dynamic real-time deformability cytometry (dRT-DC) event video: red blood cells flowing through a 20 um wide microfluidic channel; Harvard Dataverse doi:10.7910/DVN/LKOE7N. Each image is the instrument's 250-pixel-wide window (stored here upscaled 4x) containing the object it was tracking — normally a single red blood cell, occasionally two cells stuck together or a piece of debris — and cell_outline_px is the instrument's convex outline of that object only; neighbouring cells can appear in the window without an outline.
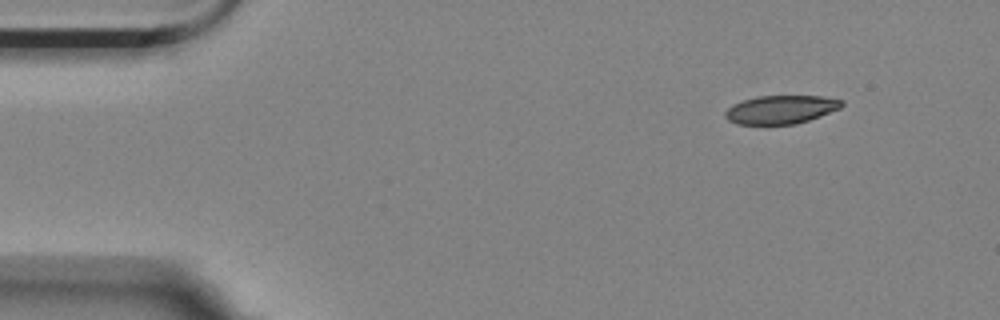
{"species": "Egyptian fruit bat (a non-hibernating species)", "species_latin": "Rousettus aegyptiacus", "temperature_condition": "room temperature", "stored_images_in_passage": 5, "camera_frame_rate_fps": 3000, "um_per_image_px": 0.085, "animal": {"sex": "female"}, "frame": {"image": 1, "passage_image": 1, "time_ms": 0.0, "image_size_px": [1000, 320], "cell_outline_px": [[844, 104], [840, 108], [820, 116], [796, 124], [736, 124], [728, 120], [724, 116], [724, 112], [732, 104], [756, 96], [820, 96], [844, 100]], "centroid_in_image_um": [66.36, 9.31], "position_along_channel_um": 18.6, "area_um2": 19.31}}
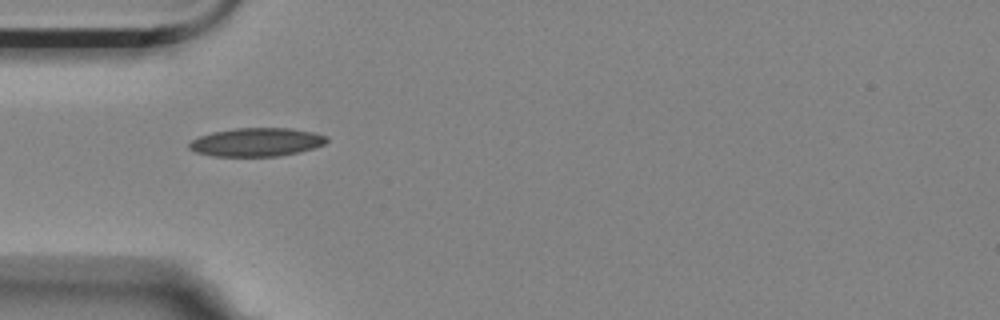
{"frame": {"image": 2, "passage_image": 4, "time_ms": 1.0, "image_size_px": [1000, 320], "cell_outline_px": [[328, 140], [324, 144], [312, 148], [280, 156], [212, 156], [196, 152], [188, 148], [188, 144], [192, 140], [200, 136], [212, 132], [236, 128], [292, 128], [316, 132], [328, 136]], "centroid_in_image_um": [21.82, 12.07], "position_along_channel_um": 63.2, "area_um2": 22.83}}
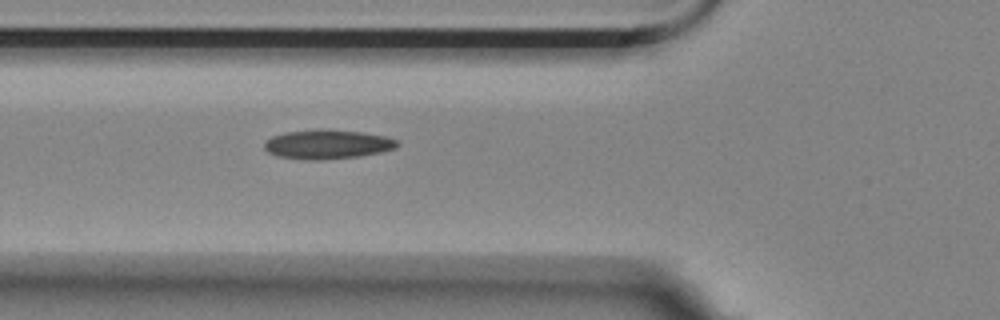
{"frame": {"image": 3, "passage_image": 5, "time_ms": 1.333, "image_size_px": [1000, 320], "cell_outline_px": [[400, 144], [396, 148], [380, 152], [360, 156], [320, 160], [304, 160], [276, 156], [268, 152], [264, 148], [264, 144], [272, 136], [284, 132], [320, 128], [328, 128], [364, 132], [384, 136], [400, 140]], "centroid_in_image_um": [27.85, 12.25], "position_along_channel_um": 98.0, "area_um2": 23.12}}